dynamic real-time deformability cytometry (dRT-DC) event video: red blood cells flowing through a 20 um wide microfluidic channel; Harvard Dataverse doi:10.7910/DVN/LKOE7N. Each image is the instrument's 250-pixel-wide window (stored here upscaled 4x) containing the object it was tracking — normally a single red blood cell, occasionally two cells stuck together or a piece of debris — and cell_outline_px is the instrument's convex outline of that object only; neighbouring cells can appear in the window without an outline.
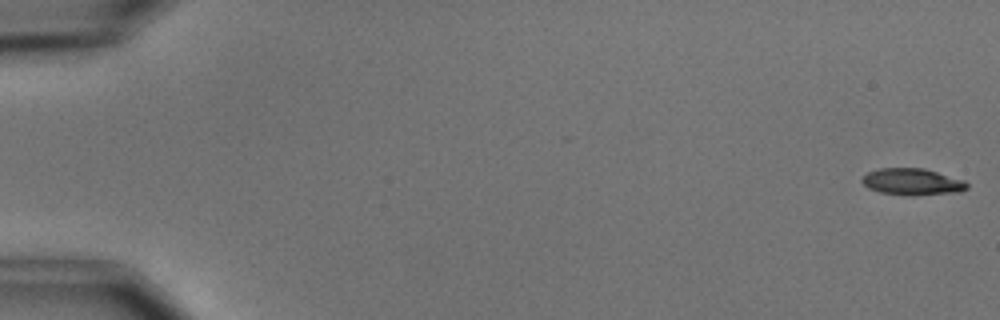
{"species": "common noctule bat (a hibernating species)", "species_latin": "Nyctalus noctula", "temperature_condition": "cold", "stored_images_in_passage": 5, "camera_frame_rate_fps": 3000, "um_per_image_px": 0.085, "animal": {"sex": "male", "body_mass_g": 15.6}, "frame": {"image": 1, "passage_image": 1, "time_ms": 0.0, "image_size_px": [1000, 320], "cell_outline_px": [[968, 188], [960, 192], [912, 196], [880, 192], [868, 188], [860, 180], [868, 172], [880, 168], [924, 168], [964, 180], [968, 184]], "centroid_in_image_um": [77.56, 15.46], "position_along_channel_um": 7.4, "area_um2": 16.36}}